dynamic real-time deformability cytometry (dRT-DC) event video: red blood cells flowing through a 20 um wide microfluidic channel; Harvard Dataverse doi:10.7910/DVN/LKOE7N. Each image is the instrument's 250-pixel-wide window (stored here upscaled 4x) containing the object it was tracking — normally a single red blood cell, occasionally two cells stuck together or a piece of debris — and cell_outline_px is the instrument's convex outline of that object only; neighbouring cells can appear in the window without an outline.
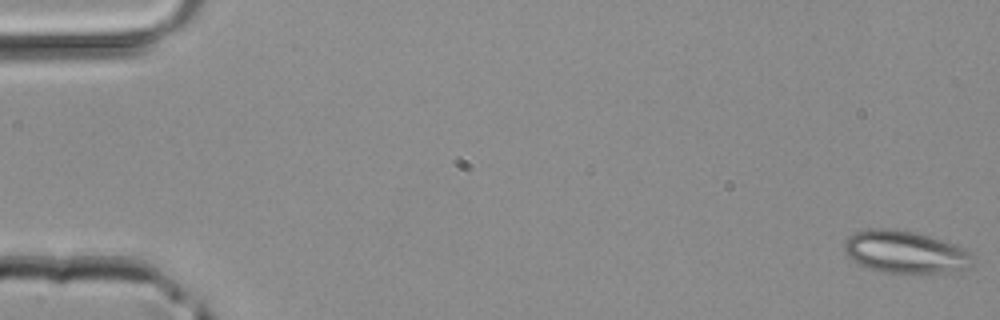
{"species": "common noctule bat (a hibernating species)", "species_latin": "Nyctalus noctula", "temperature_condition": "room temperature", "stored_images_in_passage": 45, "camera_frame_rate_fps": 3000, "um_per_image_px": 0.085, "animal": {"sex": "male", "body_mass_g": 20.4}, "frame": {"image": 1, "passage_image": 1, "time_ms": 0.0, "image_size_px": [1000, 320], "cell_outline_px": [[976, 256], [972, 268], [948, 272], [908, 276], [880, 272], [868, 268], [852, 260], [844, 252], [844, 240], [848, 236], [856, 232], [872, 228], [896, 228], [928, 236], [956, 244], [972, 252]], "centroid_in_image_um": [77.0, 21.47], "position_along_channel_um": 8.0, "area_um2": 33.0}}
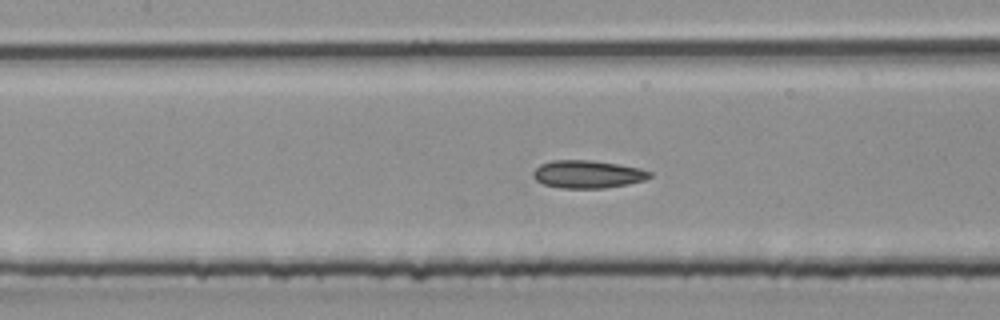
{"frame": {"image": 2, "passage_image": 21, "time_ms": 6.667, "image_size_px": [1000, 320], "cell_outline_px": [[652, 176], [644, 180], [628, 184], [604, 188], [564, 188], [544, 184], [536, 180], [532, 176], [532, 172], [540, 164], [552, 160], [592, 160], [640, 168], [652, 172]], "centroid_in_image_um": [49.94, 14.8], "position_along_channel_um": 157.5, "area_um2": 18.84}}
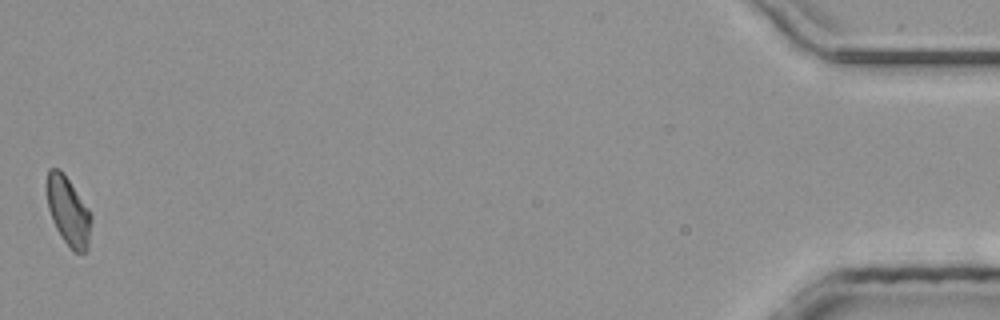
{"frame": {"image": 3, "passage_image": 45, "time_ms": 14.667, "image_size_px": [1000, 320], "cell_outline_px": [[92, 220], [88, 248], [84, 252], [72, 252], [60, 236], [52, 220], [48, 208], [44, 184], [48, 168], [56, 168], [68, 180], [88, 208], [92, 216]], "centroid_in_image_um": [5.77, 17.97], "position_along_channel_um": 429.4, "area_um2": 17.98}}